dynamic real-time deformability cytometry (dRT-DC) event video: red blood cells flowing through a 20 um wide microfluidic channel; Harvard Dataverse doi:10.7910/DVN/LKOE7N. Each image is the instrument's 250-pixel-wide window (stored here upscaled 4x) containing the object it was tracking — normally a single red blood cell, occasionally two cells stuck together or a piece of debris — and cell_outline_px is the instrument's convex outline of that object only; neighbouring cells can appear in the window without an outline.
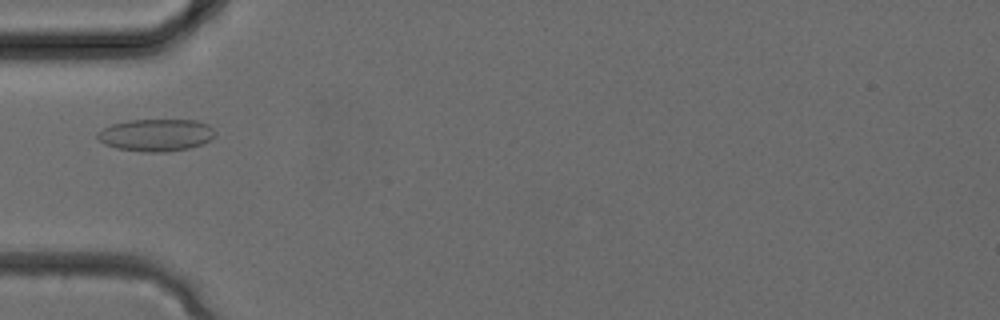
{"species": "common noctule bat (a hibernating species)", "species_latin": "Nyctalus noctula", "temperature_condition": "cold", "stored_images_in_passage": 22, "camera_frame_rate_fps": 3000, "um_per_image_px": 0.085, "animal": {"sex": "female", "body_mass_g": 24.6, "forearm_length_mm": 56.2}, "frame": {"image": 1, "passage_image": 1, "time_ms": 0.0, "image_size_px": [1000, 320], "cell_outline_px": [[216, 136], [212, 140], [204, 144], [188, 148], [168, 152], [144, 152], [116, 148], [104, 144], [96, 136], [96, 132], [112, 124], [128, 120], [196, 120], [208, 124], [216, 132]], "centroid_in_image_um": [13.3, 11.48], "position_along_channel_um": 71.7, "area_um2": 22.37}}
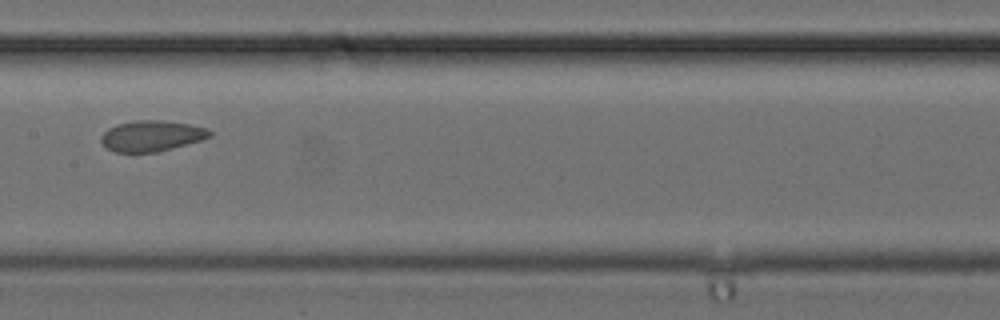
{"frame": {"image": 2, "passage_image": 7, "time_ms": 2.0, "image_size_px": [1000, 320], "cell_outline_px": [[212, 136], [200, 140], [160, 152], [112, 152], [100, 140], [100, 136], [108, 128], [116, 124], [136, 120], [160, 120], [188, 124], [208, 128], [212, 132]], "centroid_in_image_um": [12.88, 11.55], "position_along_channel_um": 194.5, "area_um2": 19.54}}
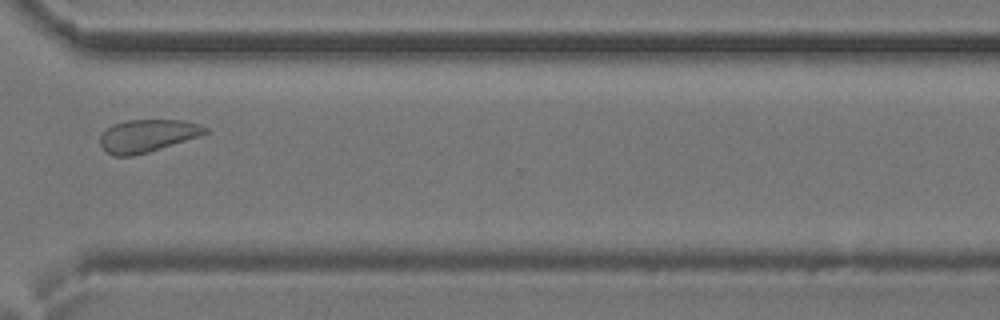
{"frame": {"image": 3, "passage_image": 15, "time_ms": 4.667, "image_size_px": [1000, 320], "cell_outline_px": [[208, 132], [200, 136], [148, 152], [132, 156], [112, 156], [100, 144], [100, 136], [112, 124], [128, 120], [184, 120], [200, 124], [208, 128]], "centroid_in_image_um": [12.55, 11.53], "position_along_channel_um": 358.1, "area_um2": 19.88}}